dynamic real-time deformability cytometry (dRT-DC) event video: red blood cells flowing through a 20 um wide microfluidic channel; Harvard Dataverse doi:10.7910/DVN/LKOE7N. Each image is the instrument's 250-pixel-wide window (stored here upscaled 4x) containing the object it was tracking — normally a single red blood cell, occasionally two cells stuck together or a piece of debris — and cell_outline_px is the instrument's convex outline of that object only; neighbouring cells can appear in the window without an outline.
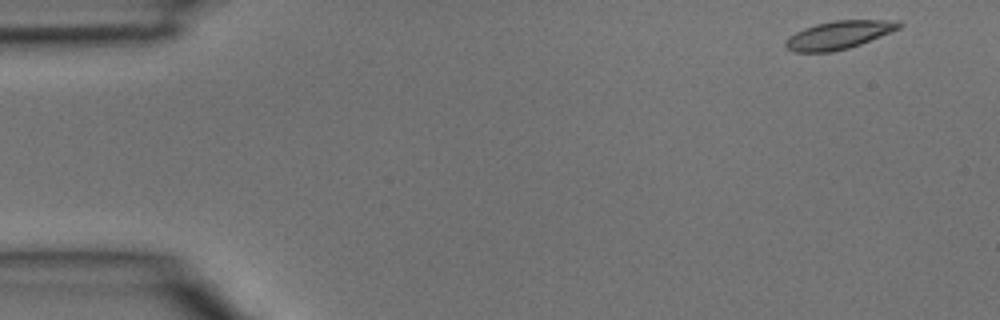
{"species": "common noctule bat (a hibernating species)", "species_latin": "Nyctalus noctula", "temperature_condition": "room temperature", "stored_images_in_passage": 4, "camera_frame_rate_fps": 3000, "um_per_image_px": 0.085, "animal": {"sex": "male", "body_mass_g": 15.6}, "frame": {"image": 1, "passage_image": 1, "time_ms": 0.0, "image_size_px": [1000, 320], "cell_outline_px": [[904, 24], [900, 28], [860, 44], [848, 48], [832, 52], [796, 52], [788, 48], [784, 44], [788, 36], [804, 28], [816, 24], [836, 20], [896, 20]], "centroid_in_image_um": [71.3, 2.97], "position_along_channel_um": 13.7, "area_um2": 18.44}}
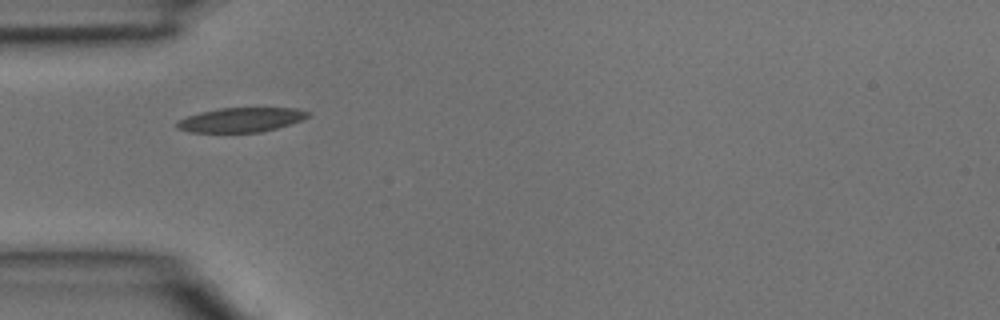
{"frame": {"image": 2, "passage_image": 4, "time_ms": 1.0, "image_size_px": [1000, 320], "cell_outline_px": [[312, 112], [308, 116], [300, 120], [276, 128], [260, 132], [188, 132], [176, 128], [176, 120], [200, 112], [220, 108], [296, 108]], "centroid_in_image_um": [20.44, 10.18], "position_along_channel_um": 64.6, "area_um2": 18.55}}